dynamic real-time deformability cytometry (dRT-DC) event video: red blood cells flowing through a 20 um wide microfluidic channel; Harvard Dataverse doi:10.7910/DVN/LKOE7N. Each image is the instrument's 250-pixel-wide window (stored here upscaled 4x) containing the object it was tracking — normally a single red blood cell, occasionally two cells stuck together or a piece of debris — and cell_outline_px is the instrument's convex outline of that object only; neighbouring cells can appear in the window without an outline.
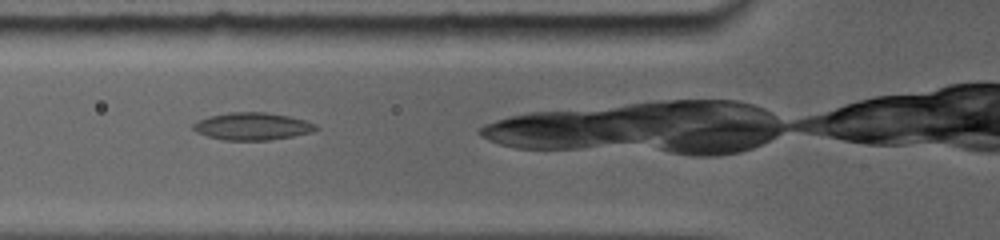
{"species": "common noctule bat (a hibernating species)", "species_latin": "Nyctalus noctula", "temperature_condition": "room temperature", "stored_images_in_passage": 13, "camera_frame_rate_fps": 5000, "um_per_image_px": 0.085, "animal": {"sex": "female", "body_mass_g": 19.0, "forearm_length_mm": 56.7}, "frame": {"image": 1, "passage_image": 3, "time_ms": 1.2, "image_size_px": [1000, 240], "cell_outline_px": [[316, 128], [308, 132], [292, 136], [268, 140], [224, 140], [208, 136], [192, 128], [192, 124], [208, 116], [232, 112], [264, 112], [288, 116], [304, 120], [316, 124]], "centroid_in_image_um": [21.42, 10.73], "position_along_channel_um": 104.4, "area_um2": 19.13}}
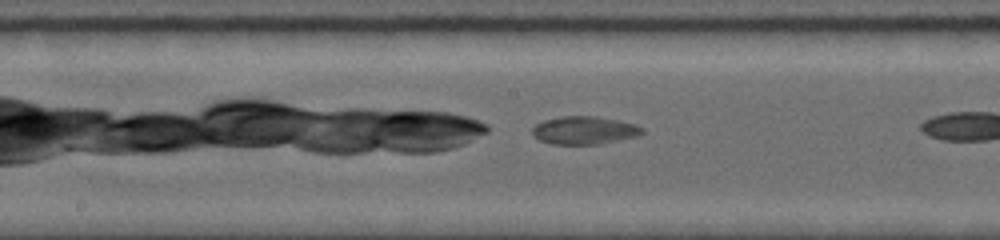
{"frame": {"image": 2, "passage_image": 6, "time_ms": 2.8, "image_size_px": [1000, 240], "cell_outline_px": [[644, 132], [632, 136], [596, 144], [552, 144], [540, 140], [532, 132], [532, 128], [536, 124], [544, 120], [560, 116], [596, 116], [636, 124], [644, 128]], "centroid_in_image_um": [49.62, 11.06], "position_along_channel_um": 198.6, "area_um2": 17.51}}